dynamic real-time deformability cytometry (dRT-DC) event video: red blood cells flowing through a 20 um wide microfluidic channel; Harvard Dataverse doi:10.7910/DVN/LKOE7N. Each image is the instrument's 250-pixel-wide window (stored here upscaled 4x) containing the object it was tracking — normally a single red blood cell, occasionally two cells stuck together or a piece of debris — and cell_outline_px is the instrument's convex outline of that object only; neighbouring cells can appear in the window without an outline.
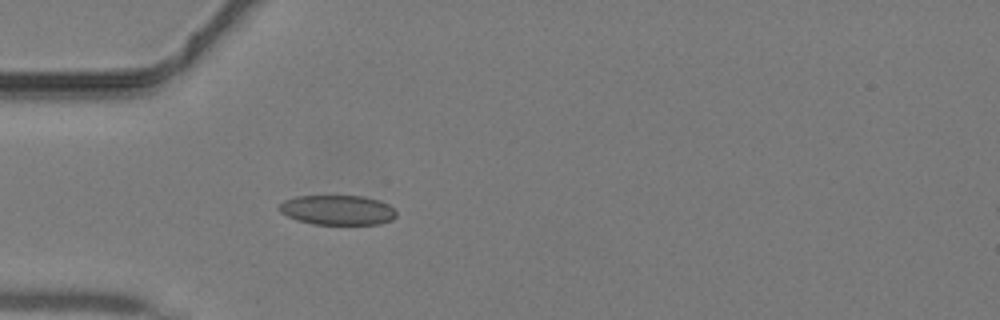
{"species": "common noctule bat (a hibernating species)", "species_latin": "Nyctalus noctula", "temperature_condition": "warm", "stored_images_in_passage": 14, "camera_frame_rate_fps": 3000, "um_per_image_px": 0.085, "animal": {"sex": "male", "body_mass_g": 19.2, "forearm_length_mm": 51.8}, "frame": {"image": 1, "passage_image": 13, "time_ms": 4.0, "image_size_px": [1000, 320], "cell_outline_px": [[396, 216], [392, 220], [380, 224], [312, 224], [296, 220], [280, 212], [276, 208], [284, 200], [296, 196], [364, 196], [380, 200], [388, 204], [396, 212]], "centroid_in_image_um": [28.67, 17.85], "position_along_channel_um": 56.3, "area_um2": 20.46}}